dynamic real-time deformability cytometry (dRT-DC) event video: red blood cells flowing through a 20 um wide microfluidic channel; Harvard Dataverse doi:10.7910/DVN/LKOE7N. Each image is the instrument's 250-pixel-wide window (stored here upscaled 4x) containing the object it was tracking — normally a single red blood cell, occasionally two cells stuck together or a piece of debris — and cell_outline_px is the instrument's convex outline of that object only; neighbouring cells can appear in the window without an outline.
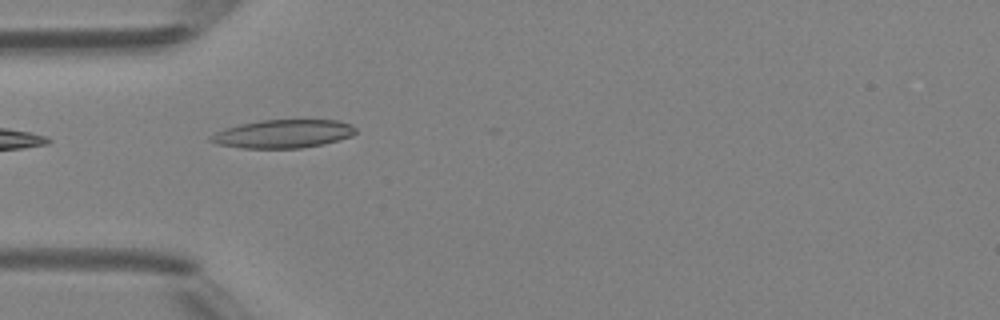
{"species": "Egyptian fruit bat (a non-hibernating species)", "species_latin": "Rousettus aegyptiacus", "temperature_condition": "room temperature", "stored_images_in_passage": 5, "camera_frame_rate_fps": 3000, "um_per_image_px": 0.085, "animal": {"sex": "female"}, "frame": {"image": 1, "passage_image": 4, "time_ms": 4.0, "image_size_px": [1000, 320], "cell_outline_px": [[356, 132], [352, 136], [324, 144], [300, 148], [244, 148], [216, 144], [208, 140], [208, 136], [224, 128], [240, 124], [260, 120], [336, 120], [352, 124], [356, 128]], "centroid_in_image_um": [24.05, 11.37], "position_along_channel_um": 60.9, "area_um2": 24.04}}